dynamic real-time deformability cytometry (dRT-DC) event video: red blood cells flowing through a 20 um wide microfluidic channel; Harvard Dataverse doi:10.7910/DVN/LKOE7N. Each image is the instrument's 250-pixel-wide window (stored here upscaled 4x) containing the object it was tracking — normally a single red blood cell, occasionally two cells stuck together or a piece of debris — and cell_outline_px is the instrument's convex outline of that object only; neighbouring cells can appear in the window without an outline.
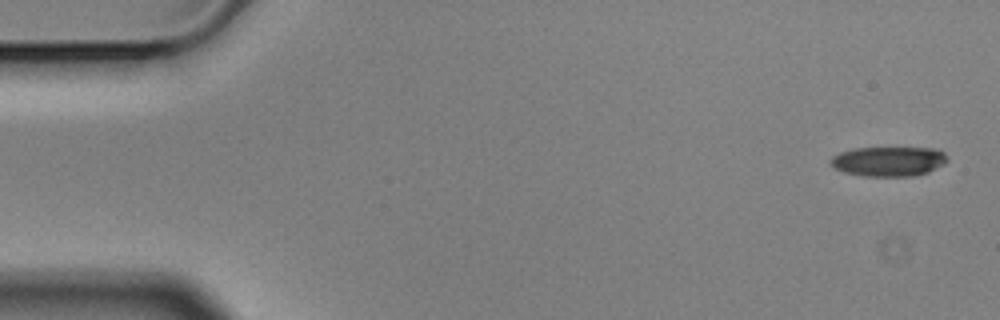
{"species": "Egyptian fruit bat (a non-hibernating species)", "species_latin": "Rousettus aegyptiacus", "temperature_condition": "cold", "stored_images_in_passage": 5, "camera_frame_rate_fps": 3000, "um_per_image_px": 0.085, "animal": {"sex": "male"}, "frame": {"image": 1, "passage_image": 1, "time_ms": 0.0, "image_size_px": [1000, 320], "cell_outline_px": [[948, 160], [944, 164], [928, 172], [916, 176], [864, 176], [844, 172], [836, 168], [828, 160], [832, 156], [840, 152], [856, 148], [932, 148], [944, 152]], "centroid_in_image_um": [75.54, 13.71], "position_along_channel_um": 9.5, "area_um2": 20.17}}
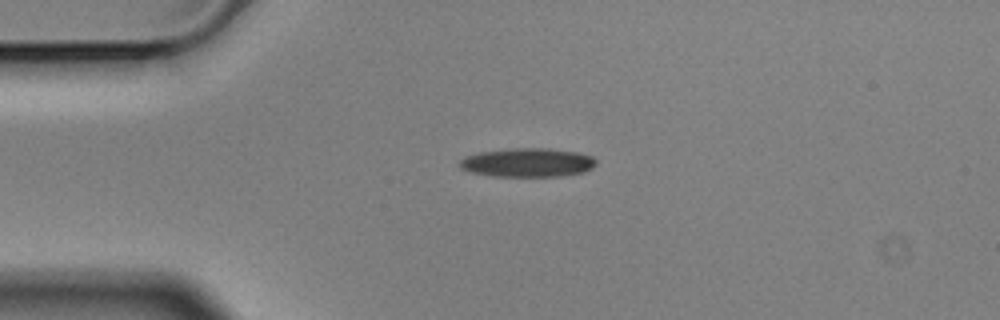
{"frame": {"image": 2, "passage_image": 4, "time_ms": 1.0, "image_size_px": [1000, 320], "cell_outline_px": [[596, 164], [592, 168], [584, 172], [560, 176], [492, 176], [468, 172], [460, 168], [456, 164], [464, 156], [480, 152], [516, 148], [548, 148], [576, 152], [592, 156], [596, 160]], "centroid_in_image_um": [44.8, 13.82], "position_along_channel_um": 40.2, "area_um2": 23.06}}